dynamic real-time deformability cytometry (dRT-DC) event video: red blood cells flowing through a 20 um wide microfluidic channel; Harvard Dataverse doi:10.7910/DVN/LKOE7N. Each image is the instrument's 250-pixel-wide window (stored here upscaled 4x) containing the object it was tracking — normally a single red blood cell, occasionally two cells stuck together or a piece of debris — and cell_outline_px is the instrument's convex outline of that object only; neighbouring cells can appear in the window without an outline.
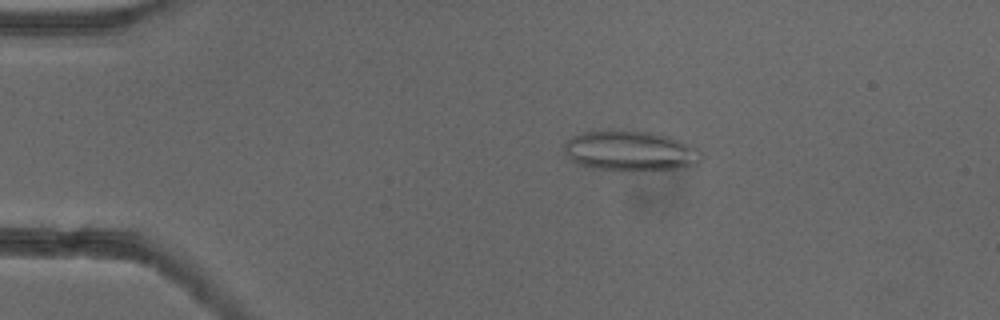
{"species": "common noctule bat (a hibernating species)", "species_latin": "Nyctalus noctula", "temperature_condition": "cold", "stored_images_in_passage": 14, "camera_frame_rate_fps": 3000, "um_per_image_px": 0.085, "animal": {"sex": "female"}, "frame": {"image": 1, "passage_image": 10, "time_ms": 3.0, "image_size_px": [1000, 320], "cell_outline_px": [[704, 156], [696, 164], [672, 168], [640, 172], [628, 172], [592, 168], [580, 164], [572, 160], [564, 152], [564, 144], [572, 136], [584, 132], [608, 128], [652, 132], [668, 136], [692, 144], [700, 148]], "centroid_in_image_um": [53.59, 12.81], "position_along_channel_um": 31.4, "area_um2": 33.06}}